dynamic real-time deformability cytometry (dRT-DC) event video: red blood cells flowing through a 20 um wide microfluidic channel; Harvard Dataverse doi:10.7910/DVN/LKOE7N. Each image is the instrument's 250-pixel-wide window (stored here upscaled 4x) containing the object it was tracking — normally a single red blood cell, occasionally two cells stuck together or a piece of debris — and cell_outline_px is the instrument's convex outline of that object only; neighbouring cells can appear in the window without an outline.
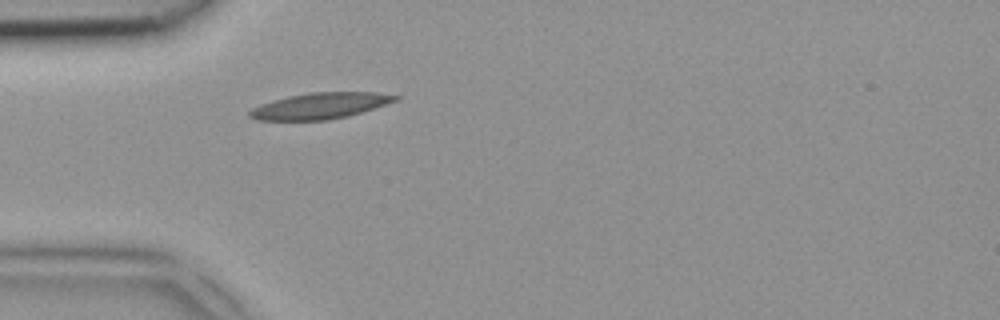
{"species": "common noctule bat (a hibernating species)", "species_latin": "Nyctalus noctula", "temperature_condition": "room temperature", "stored_images_in_passage": 32, "camera_frame_rate_fps": 3000, "um_per_image_px": 0.085, "animal": {"sex": "female", "body_mass_g": 18.4}, "frame": {"image": 1, "passage_image": 1, "time_ms": 0.0, "image_size_px": [1000, 320], "cell_outline_px": [[400, 100], [348, 116], [328, 120], [256, 120], [248, 116], [248, 112], [252, 108], [260, 104], [272, 100], [288, 96], [308, 92], [376, 92], [400, 96]], "centroid_in_image_um": [27.21, 8.99], "position_along_channel_um": 57.8, "area_um2": 22.31}}
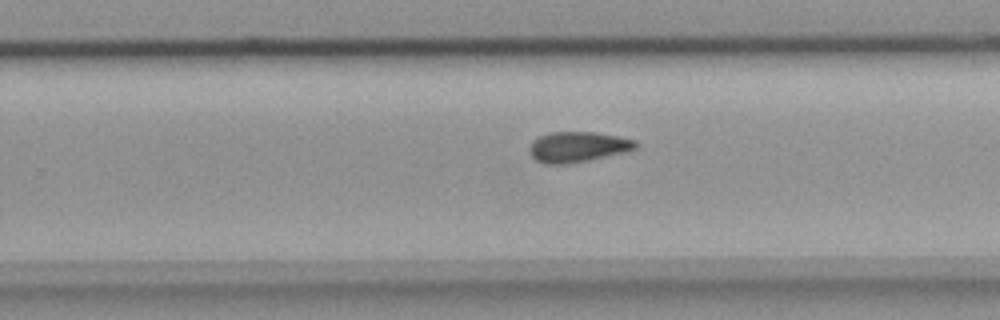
{"frame": {"image": 2, "passage_image": 17, "time_ms": 5.333, "image_size_px": [1000, 320], "cell_outline_px": [[636, 148], [628, 152], [568, 164], [544, 164], [536, 160], [532, 156], [528, 148], [532, 140], [540, 136], [552, 132], [596, 132], [636, 140]], "centroid_in_image_um": [49.1, 12.49], "position_along_channel_um": 280.7, "area_um2": 18.9}}
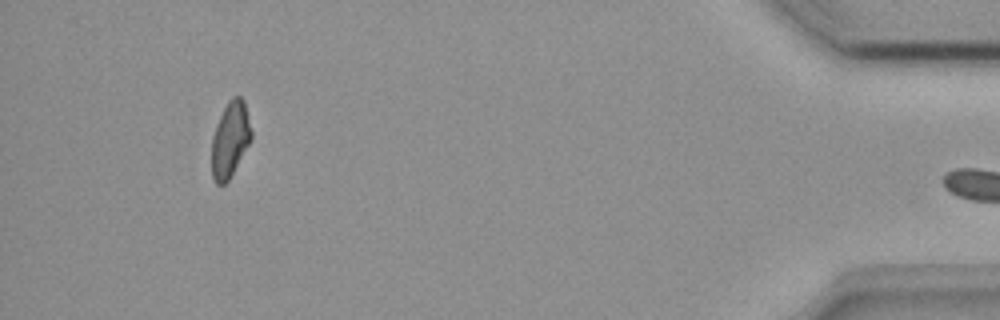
{"frame": {"image": 3, "passage_image": 31, "time_ms": 10.0, "image_size_px": [1000, 320], "cell_outline_px": [[252, 140], [228, 180], [224, 184], [216, 184], [212, 176], [212, 136], [216, 124], [228, 100], [232, 96], [240, 96], [244, 100], [252, 132]], "centroid_in_image_um": [19.57, 11.84], "position_along_channel_um": 415.6, "area_um2": 17.46}}